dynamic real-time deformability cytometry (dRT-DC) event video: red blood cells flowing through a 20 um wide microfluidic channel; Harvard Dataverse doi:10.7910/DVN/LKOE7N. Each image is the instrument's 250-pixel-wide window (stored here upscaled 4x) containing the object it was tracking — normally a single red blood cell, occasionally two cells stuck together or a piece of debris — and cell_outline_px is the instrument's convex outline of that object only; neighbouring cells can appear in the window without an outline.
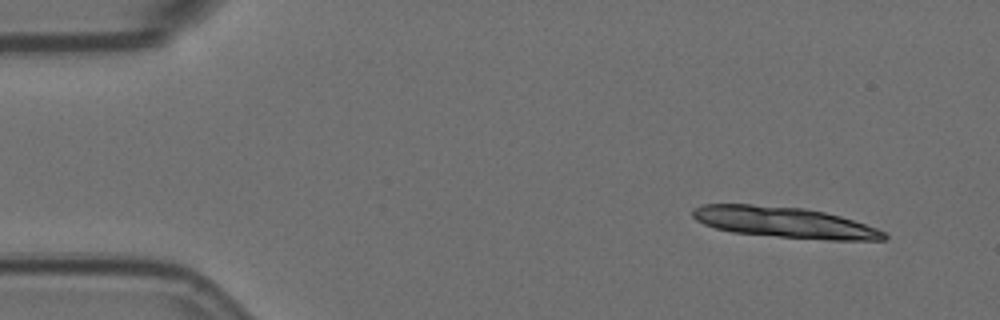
{"species": "Egyptian fruit bat (a non-hibernating species)", "species_latin": "Rousettus aegyptiacus", "temperature_condition": "room temperature", "stored_images_in_passage": 5, "camera_frame_rate_fps": 3000, "um_per_image_px": 0.085, "animal": {"sex": "female"}, "frame": {"image": 1, "passage_image": 1, "time_ms": 0.0, "image_size_px": [1000, 320], "cell_outline_px": [[888, 236], [884, 240], [828, 240], [732, 232], [716, 228], [704, 224], [696, 220], [692, 216], [692, 208], [704, 204], [752, 204], [804, 208], [824, 212], [840, 216], [876, 228], [884, 232]], "centroid_in_image_um": [66.64, 18.89], "position_along_channel_um": 18.4, "area_um2": 34.1}}
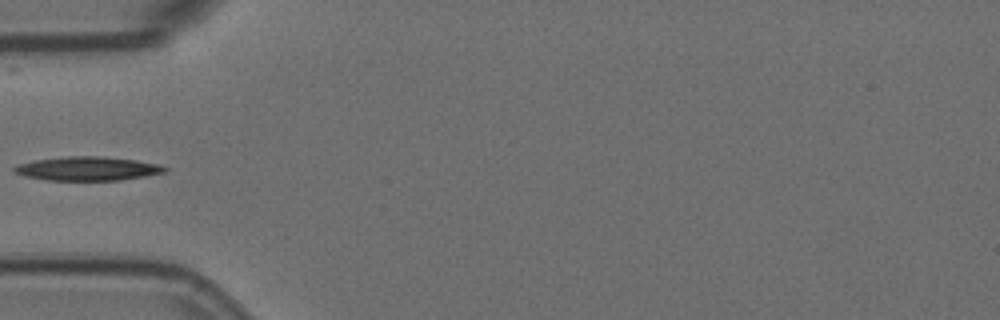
{"frame": {"image": 2, "passage_image": 5, "time_ms": 1.333, "image_size_px": [1000, 320], "cell_outline_px": [[168, 168], [164, 172], [144, 176], [120, 180], [48, 180], [24, 176], [12, 172], [12, 168], [16, 164], [36, 160], [68, 156], [100, 156], [136, 160], [160, 164]], "centroid_in_image_um": [7.4, 14.33], "position_along_channel_um": 77.6, "area_um2": 20.92}}